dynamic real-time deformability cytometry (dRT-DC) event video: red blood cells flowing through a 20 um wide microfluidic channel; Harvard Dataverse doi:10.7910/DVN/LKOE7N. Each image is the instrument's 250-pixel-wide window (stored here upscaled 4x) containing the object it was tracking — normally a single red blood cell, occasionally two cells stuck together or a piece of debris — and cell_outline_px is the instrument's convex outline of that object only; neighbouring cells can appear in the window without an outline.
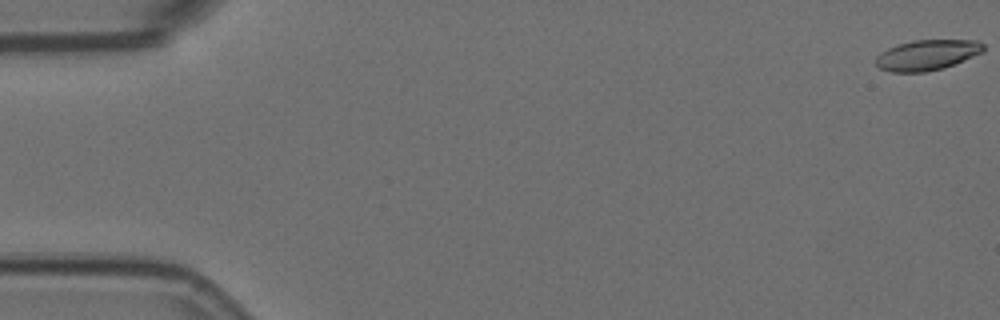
{"species": "Egyptian fruit bat (a non-hibernating species)", "species_latin": "Rousettus aegyptiacus", "temperature_condition": "room temperature", "stored_images_in_passage": 5, "camera_frame_rate_fps": 3000, "um_per_image_px": 0.085, "animal": {"sex": "female"}, "frame": {"image": 1, "passage_image": 1, "time_ms": 0.0, "image_size_px": [1000, 320], "cell_outline_px": [[984, 52], [944, 68], [924, 72], [892, 72], [880, 68], [876, 64], [876, 56], [880, 52], [888, 48], [912, 40], [976, 40], [984, 44]], "centroid_in_image_um": [78.81, 4.67], "position_along_channel_um": 6.2, "area_um2": 19.07}}
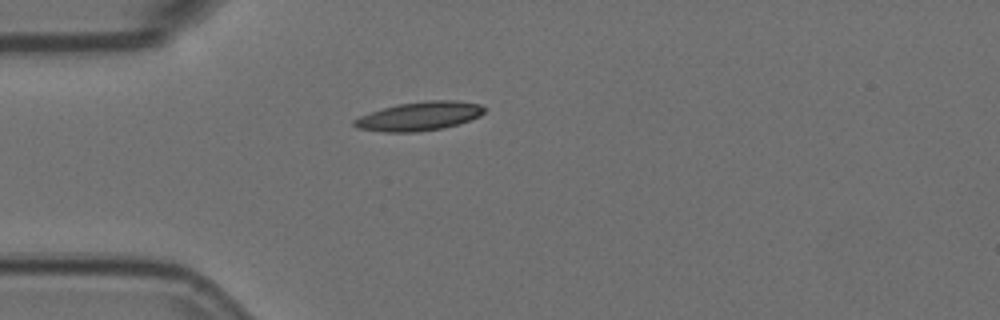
{"frame": {"image": 2, "passage_image": 5, "time_ms": 1.333, "image_size_px": [1000, 320], "cell_outline_px": [[484, 112], [480, 116], [444, 128], [416, 132], [384, 132], [356, 128], [352, 124], [352, 120], [360, 116], [396, 104], [428, 100], [456, 100], [480, 104], [484, 108]], "centroid_in_image_um": [35.62, 9.87], "position_along_channel_um": 49.4, "area_um2": 21.79}}